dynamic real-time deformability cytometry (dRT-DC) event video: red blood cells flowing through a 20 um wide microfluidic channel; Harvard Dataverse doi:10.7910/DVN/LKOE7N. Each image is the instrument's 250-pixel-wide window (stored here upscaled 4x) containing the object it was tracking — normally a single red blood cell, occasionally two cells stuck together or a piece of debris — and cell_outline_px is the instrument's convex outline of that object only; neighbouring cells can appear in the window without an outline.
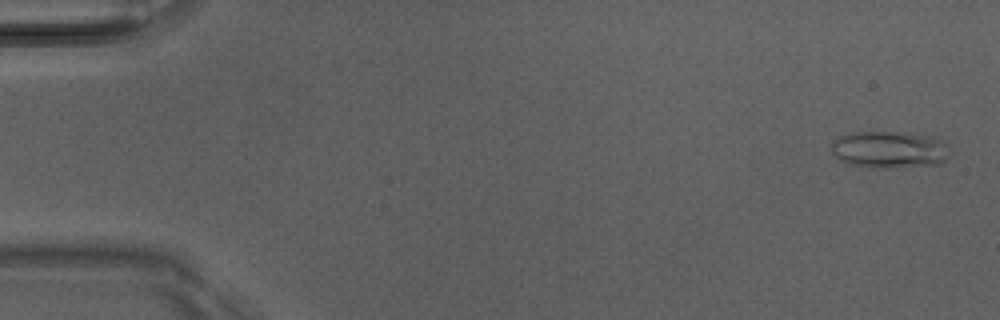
{"species": "Egyptian fruit bat (a non-hibernating species)", "species_latin": "Rousettus aegyptiacus", "temperature_condition": "room temperature", "stored_images_in_passage": 5, "camera_frame_rate_fps": 3000, "um_per_image_px": 0.085, "animal": {"sex": "male"}, "frame": {"image": 1, "passage_image": 1, "time_ms": 0.0, "image_size_px": [1000, 320], "cell_outline_px": [[952, 152], [948, 160], [940, 164], [888, 168], [876, 168], [848, 164], [840, 160], [832, 152], [828, 144], [840, 136], [848, 132], [912, 132], [932, 136], [940, 140]], "centroid_in_image_um": [75.61, 12.71], "position_along_channel_um": 9.4, "area_um2": 26.13}}